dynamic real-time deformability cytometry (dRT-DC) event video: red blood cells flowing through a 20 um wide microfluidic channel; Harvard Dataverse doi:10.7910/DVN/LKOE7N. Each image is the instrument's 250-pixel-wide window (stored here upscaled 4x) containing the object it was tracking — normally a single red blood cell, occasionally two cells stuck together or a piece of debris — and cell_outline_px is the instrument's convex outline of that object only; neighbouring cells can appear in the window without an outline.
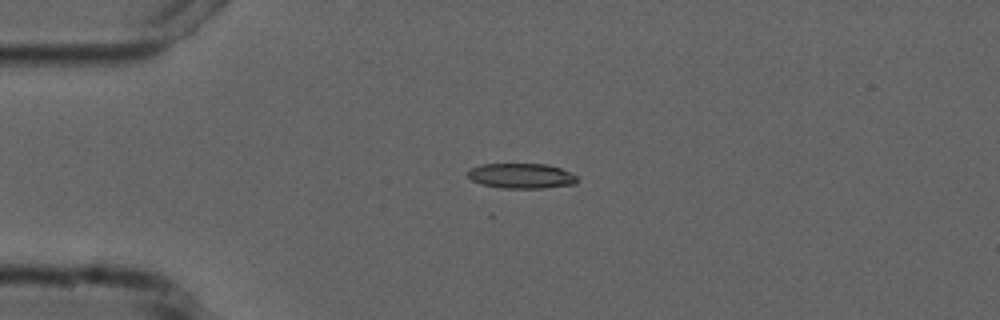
{"species": "common noctule bat (a hibernating species)", "species_latin": "Nyctalus noctula", "temperature_condition": "cold", "stored_images_in_passage": 9, "camera_frame_rate_fps": 3000, "um_per_image_px": 0.085, "animal": {"sex": "male", "forearm_length_mm": 52.5}, "frame": {"image": 1, "passage_image": 4, "time_ms": 3.333, "image_size_px": [1000, 320], "cell_outline_px": [[580, 180], [576, 184], [544, 188], [500, 188], [480, 184], [472, 180], [468, 176], [468, 168], [480, 164], [548, 164], [572, 172]], "centroid_in_image_um": [44.33, 14.95], "position_along_channel_um": 40.7, "area_um2": 16.3}}
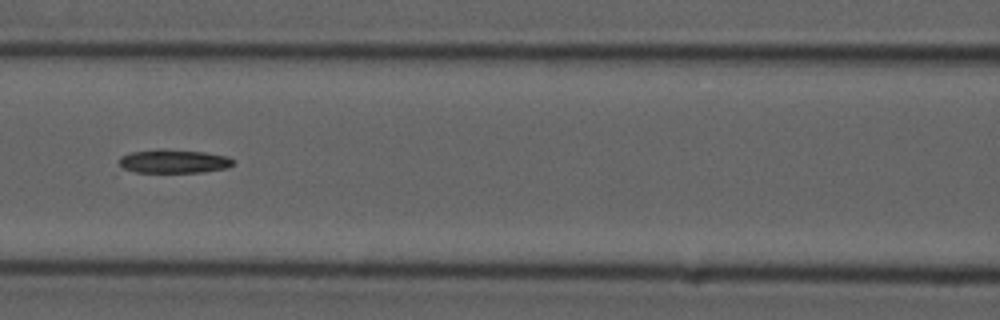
{"frame": {"image": 2, "passage_image": 7, "time_ms": 7.0, "image_size_px": [1000, 320], "cell_outline_px": [[236, 160], [228, 168], [204, 172], [116, 176], [120, 156], [132, 152], [160, 148], [204, 152], [228, 156]], "centroid_in_image_um": [14.51, 13.79], "position_along_channel_um": 152.1, "area_um2": 17.57}}
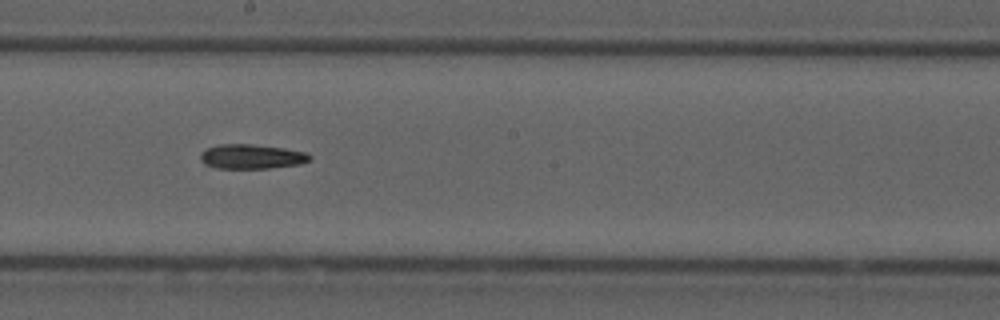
{"frame": {"image": 3, "passage_image": 9, "time_ms": 9.0, "image_size_px": [1000, 320], "cell_outline_px": [[312, 156], [308, 160], [300, 164], [268, 168], [216, 168], [204, 164], [200, 160], [200, 152], [204, 148], [220, 144], [252, 144], [284, 148], [308, 152]], "centroid_in_image_um": [21.35, 13.3], "position_along_channel_um": 226.9, "area_um2": 15.78}}